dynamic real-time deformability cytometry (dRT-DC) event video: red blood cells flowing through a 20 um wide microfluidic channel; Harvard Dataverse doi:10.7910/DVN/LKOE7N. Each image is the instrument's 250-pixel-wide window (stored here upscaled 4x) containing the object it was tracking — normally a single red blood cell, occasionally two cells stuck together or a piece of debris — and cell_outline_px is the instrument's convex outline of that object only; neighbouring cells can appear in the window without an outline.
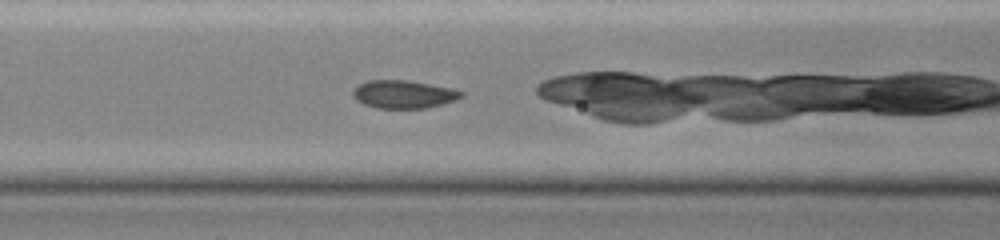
{"species": "common noctule bat (a hibernating species)", "species_latin": "Nyctalus noctula", "temperature_condition": "cold", "stored_images_in_passage": 32, "camera_frame_rate_fps": 3000, "um_per_image_px": 0.085, "animal": {"sex": "female", "body_mass_g": 19.0, "forearm_length_mm": 51.5}, "frame": {"image": 1, "passage_image": 15, "time_ms": 4.667, "image_size_px": [1000, 240], "cell_outline_px": [[464, 96], [456, 100], [444, 104], [424, 108], [376, 108], [364, 104], [356, 100], [352, 96], [352, 92], [360, 84], [368, 80], [408, 80], [452, 88], [464, 92]], "centroid_in_image_um": [34.33, 8.01], "position_along_channel_um": 132.3, "area_um2": 17.74}}
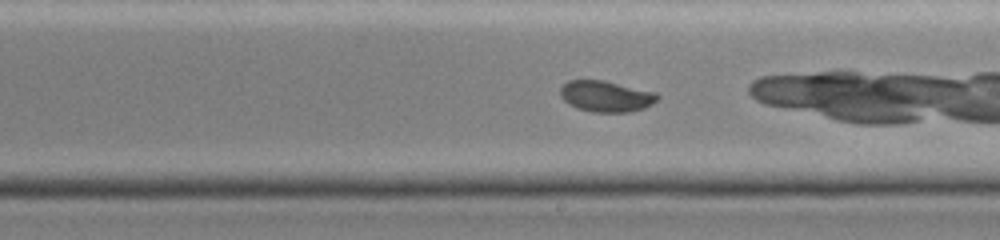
{"frame": {"image": 2, "passage_image": 23, "time_ms": 7.333, "image_size_px": [1000, 240], "cell_outline_px": [[660, 96], [652, 104], [644, 108], [628, 112], [592, 112], [576, 108], [568, 104], [560, 96], [560, 88], [568, 80], [604, 80], [656, 92]], "centroid_in_image_um": [51.5, 8.18], "position_along_channel_um": 237.5, "area_um2": 17.69}}
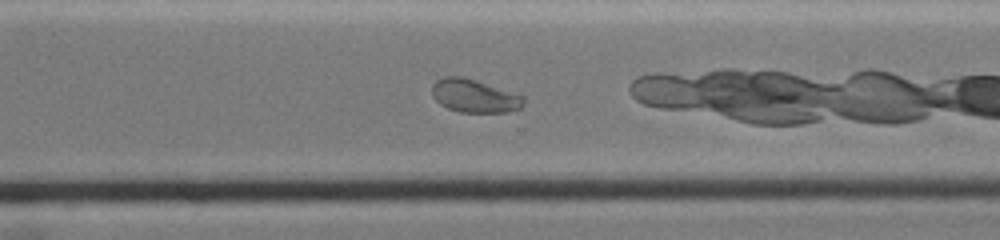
{"frame": {"image": 3, "passage_image": 30, "time_ms": 9.667, "image_size_px": [1000, 240], "cell_outline_px": [[524, 104], [520, 108], [508, 112], [460, 112], [448, 108], [440, 104], [432, 96], [432, 84], [436, 80], [444, 76], [464, 76], [520, 92], [524, 96]], "centroid_in_image_um": [40.38, 8.12], "position_along_channel_um": 330.2, "area_um2": 18.32}}